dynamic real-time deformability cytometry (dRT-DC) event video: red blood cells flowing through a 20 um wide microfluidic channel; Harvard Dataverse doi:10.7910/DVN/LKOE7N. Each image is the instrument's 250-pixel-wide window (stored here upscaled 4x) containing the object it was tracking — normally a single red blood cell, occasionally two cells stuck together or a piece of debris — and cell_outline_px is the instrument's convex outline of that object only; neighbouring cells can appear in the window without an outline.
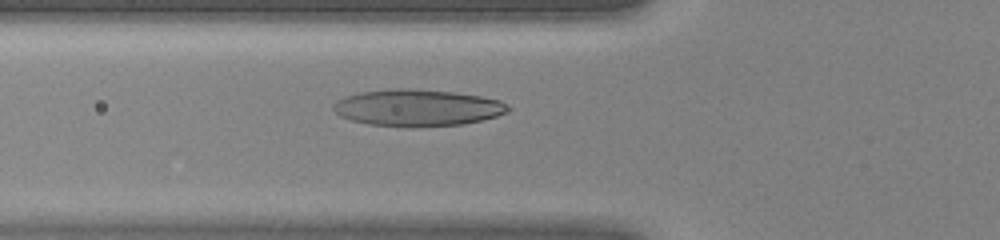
{"species": "human", "species_latin": "Homo sapiens", "temperature_condition": "warm", "stored_images_in_passage": 45, "camera_frame_rate_fps": 3000, "um_per_image_px": 0.085, "donor": {"sex": "female"}, "frame": {"image": 1, "passage_image": 17, "time_ms": 5.333, "image_size_px": [1000, 240], "cell_outline_px": [[512, 108], [508, 112], [496, 116], [464, 124], [412, 128], [368, 124], [352, 120], [340, 116], [332, 108], [332, 104], [336, 100], [344, 96], [360, 92], [396, 88], [408, 88], [452, 92], [480, 96], [500, 100], [508, 104]], "centroid_in_image_um": [35.47, 9.17], "position_along_channel_um": 90.3, "area_um2": 37.74}}
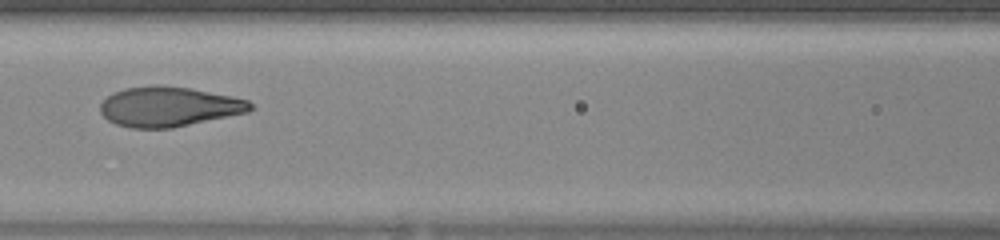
{"frame": {"image": 2, "passage_image": 21, "time_ms": 6.667, "image_size_px": [1000, 240], "cell_outline_px": [[256, 108], [248, 112], [172, 128], [132, 128], [116, 124], [108, 120], [100, 112], [100, 104], [112, 92], [124, 88], [156, 84], [160, 84], [192, 88], [232, 96], [248, 100]], "centroid_in_image_um": [14.36, 9.05], "position_along_channel_um": 152.2, "area_um2": 35.14}}
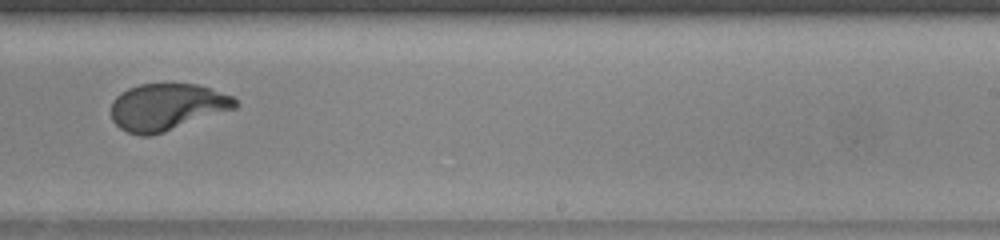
{"frame": {"image": 3, "passage_image": 29, "time_ms": 9.333, "image_size_px": [1000, 240], "cell_outline_px": [[240, 104], [236, 108], [152, 136], [140, 136], [128, 132], [120, 128], [112, 120], [112, 100], [116, 96], [128, 88], [140, 84], [196, 84], [232, 96]], "centroid_in_image_um": [14.18, 9.1], "position_along_channel_um": 274.8, "area_um2": 33.76}}